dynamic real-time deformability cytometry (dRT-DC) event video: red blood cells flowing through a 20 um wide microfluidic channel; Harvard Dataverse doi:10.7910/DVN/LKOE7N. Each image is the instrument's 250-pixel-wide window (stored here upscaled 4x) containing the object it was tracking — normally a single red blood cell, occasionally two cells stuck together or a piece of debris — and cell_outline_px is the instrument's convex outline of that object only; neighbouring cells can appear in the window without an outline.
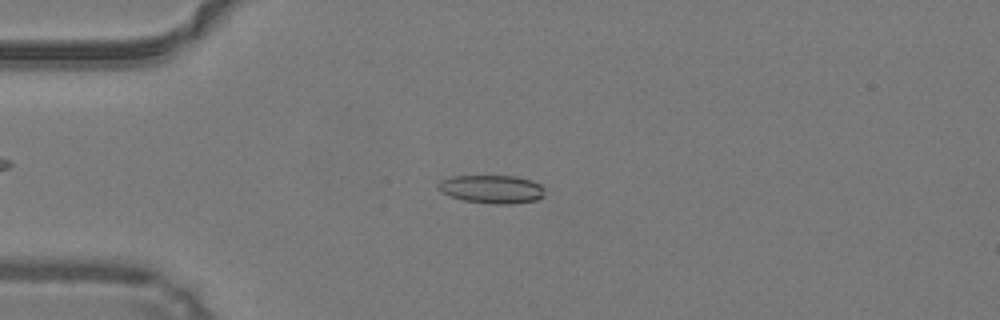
{"species": "common noctule bat (a hibernating species)", "species_latin": "Nyctalus noctula", "temperature_condition": "warm", "stored_images_in_passage": 48, "camera_frame_rate_fps": 3000, "um_per_image_px": 0.085, "animal": {"sex": "male", "body_mass_g": 19.2, "forearm_length_mm": 51.8}, "frame": {"image": 1, "passage_image": 12, "time_ms": 3.667, "image_size_px": [1000, 320], "cell_outline_px": [[544, 196], [536, 200], [512, 204], [492, 204], [464, 200], [440, 192], [436, 188], [436, 184], [440, 180], [452, 176], [516, 176], [532, 180], [540, 184], [544, 188]], "centroid_in_image_um": [41.79, 16.07], "position_along_channel_um": 43.2, "area_um2": 17.74}}
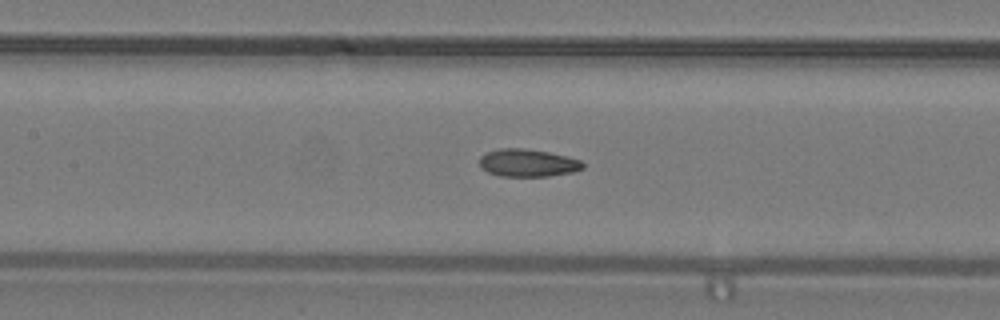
{"frame": {"image": 2, "passage_image": 22, "time_ms": 7.0, "image_size_px": [1000, 320], "cell_outline_px": [[584, 168], [572, 172], [548, 176], [500, 176], [488, 172], [480, 168], [480, 156], [488, 152], [500, 148], [524, 148], [548, 152], [580, 160], [584, 164]], "centroid_in_image_um": [44.83, 13.85], "position_along_channel_um": 162.6, "area_um2": 16.53}}
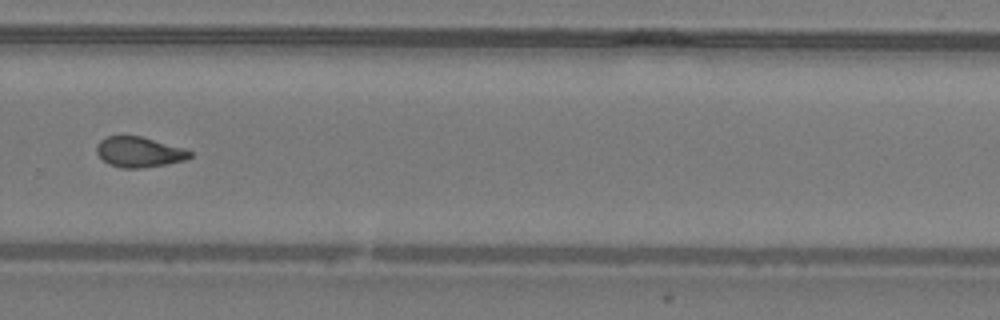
{"frame": {"image": 3, "passage_image": 33, "time_ms": 10.667, "image_size_px": [1000, 320], "cell_outline_px": [[192, 156], [188, 160], [140, 168], [120, 168], [108, 164], [96, 152], [96, 144], [100, 140], [108, 136], [140, 136], [184, 148], [192, 152]], "centroid_in_image_um": [11.82, 12.92], "position_along_channel_um": 318.0, "area_um2": 16.47}, "authors_computed_cell_mechanics": {"area_um2": 16.9354, "velocity_mm_per_s": 4.2587, "shape_relaxation_time_tau1_ms": null, "shape_relaxation_time_tau2_ms": 2.5864, "deformation_change_tau1": null, "deformation_change_tau2": 0.0972}}